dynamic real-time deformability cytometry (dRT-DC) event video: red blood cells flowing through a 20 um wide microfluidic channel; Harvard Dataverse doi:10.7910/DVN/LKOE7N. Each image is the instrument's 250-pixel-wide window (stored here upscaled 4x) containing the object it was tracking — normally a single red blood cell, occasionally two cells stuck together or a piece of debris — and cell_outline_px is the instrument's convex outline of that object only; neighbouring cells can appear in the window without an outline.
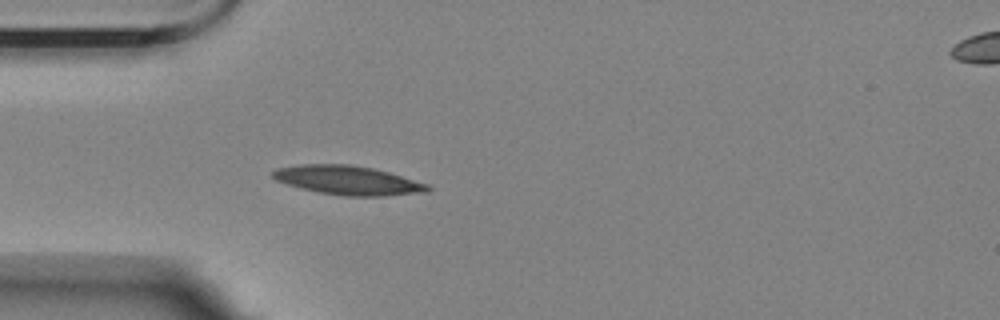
{"species": "Egyptian fruit bat (a non-hibernating species)", "species_latin": "Rousettus aegyptiacus", "temperature_condition": "room temperature", "stored_images_in_passage": 3, "camera_frame_rate_fps": 3000, "um_per_image_px": 0.085, "animal": {"sex": "female"}, "frame": {"image": 1, "passage_image": 2, "time_ms": 1.0, "image_size_px": [1000, 320], "cell_outline_px": [[432, 188], [428, 192], [384, 196], [344, 196], [320, 192], [300, 188], [276, 180], [272, 176], [272, 172], [276, 168], [300, 164], [348, 164], [372, 168], [388, 172], [428, 184]], "centroid_in_image_um": [29.58, 15.32], "position_along_channel_um": 55.4, "area_um2": 26.13}}